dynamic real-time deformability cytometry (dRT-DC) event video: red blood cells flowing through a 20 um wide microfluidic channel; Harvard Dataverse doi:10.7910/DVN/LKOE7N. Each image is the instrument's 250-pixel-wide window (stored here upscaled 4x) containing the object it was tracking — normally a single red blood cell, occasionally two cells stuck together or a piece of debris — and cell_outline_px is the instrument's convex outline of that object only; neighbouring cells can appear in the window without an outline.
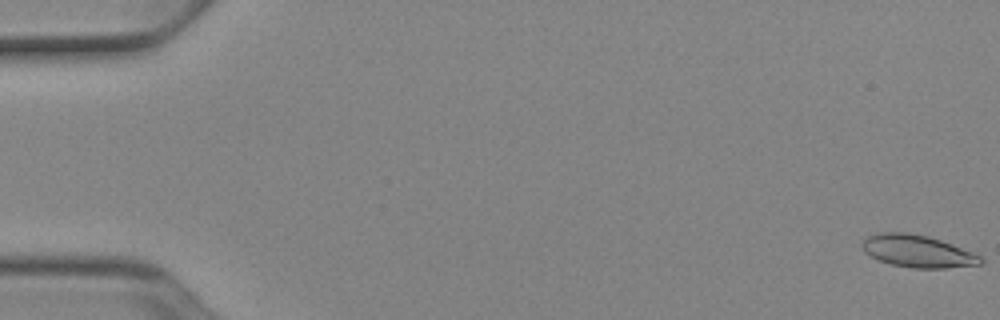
{"species": "Egyptian fruit bat (a non-hibernating species)", "species_latin": "Rousettus aegyptiacus", "temperature_condition": "cold", "stored_images_in_passage": 53, "camera_frame_rate_fps": 3000, "um_per_image_px": 0.085, "animal": {"sex": "female"}, "frame": {"image": 1, "passage_image": 1, "time_ms": 0.0, "image_size_px": [1000, 320], "cell_outline_px": [[984, 260], [980, 264], [948, 268], [912, 268], [892, 264], [880, 260], [864, 252], [860, 244], [868, 236], [880, 232], [908, 232], [928, 236], [952, 244], [972, 252], [980, 256]], "centroid_in_image_um": [77.98, 21.34], "position_along_channel_um": 7.0, "area_um2": 22.2}}
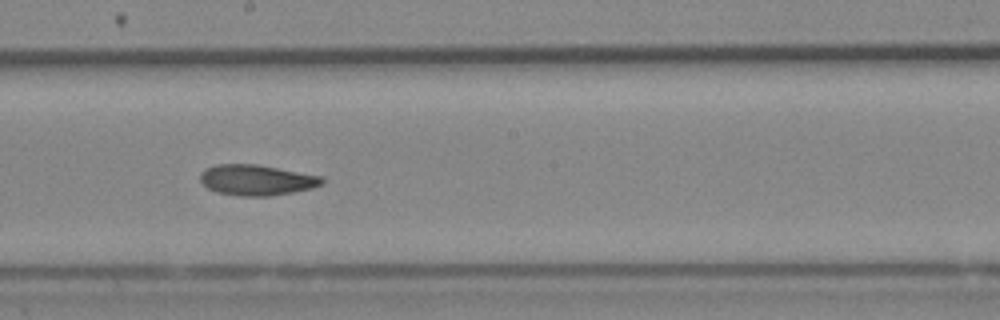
{"frame": {"image": 2, "passage_image": 30, "time_ms": 9.667, "image_size_px": [1000, 320], "cell_outline_px": [[324, 184], [312, 188], [272, 196], [244, 196], [216, 192], [208, 188], [200, 180], [200, 172], [204, 168], [216, 164], [256, 164], [320, 176], [324, 180]], "centroid_in_image_um": [21.78, 15.3], "position_along_channel_um": 226.4, "area_um2": 21.68}}
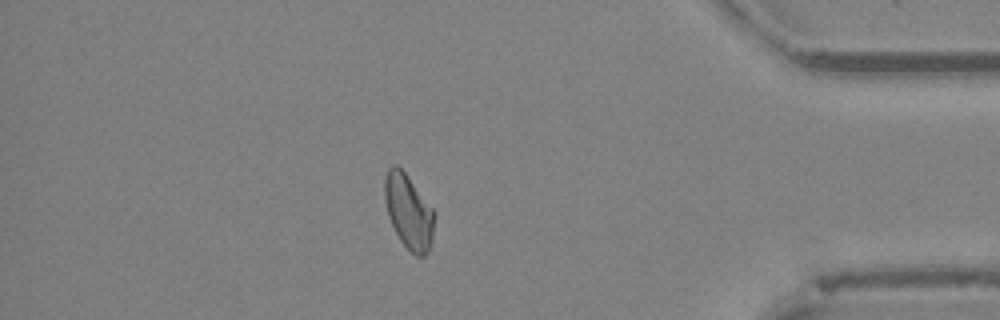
{"frame": {"image": 3, "passage_image": 46, "time_ms": 15.0, "image_size_px": [1000, 320], "cell_outline_px": [[436, 212], [432, 240], [428, 252], [424, 256], [416, 256], [400, 240], [388, 216], [384, 200], [384, 176], [388, 168], [392, 164], [396, 164], [404, 172]], "centroid_in_image_um": [34.73, 17.97], "position_along_channel_um": 400.5, "area_um2": 21.62}, "authors_computed_cell_mechanics": {"area_um2": 21.7906, "velocity_mm_per_s": 3.9063, "shape_relaxation_time_tau1_ms": 6.7444, "shape_relaxation_time_tau2_ms": 4.1555, "deformation_change_tau1": 0.1481, "deformation_change_tau2": 0.0934}}